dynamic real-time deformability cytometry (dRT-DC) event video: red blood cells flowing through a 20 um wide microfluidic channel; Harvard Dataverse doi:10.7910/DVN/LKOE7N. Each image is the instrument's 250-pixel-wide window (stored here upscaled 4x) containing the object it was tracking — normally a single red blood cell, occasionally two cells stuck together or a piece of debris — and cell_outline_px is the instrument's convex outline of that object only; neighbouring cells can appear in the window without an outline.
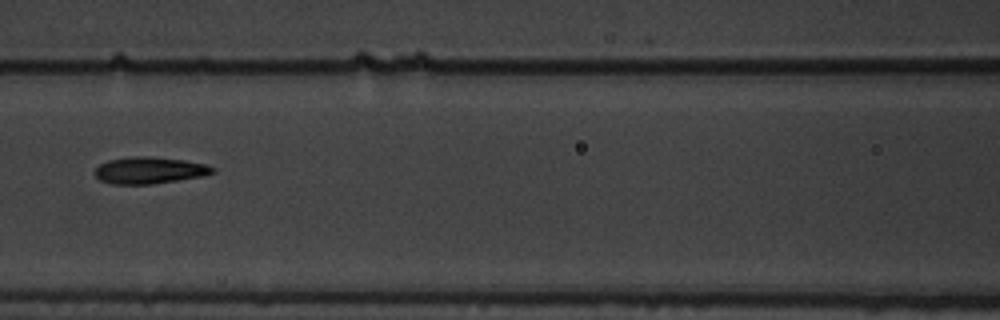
{"species": "common noctule bat (a hibernating species)", "species_latin": "Nyctalus noctula", "temperature_condition": "warm", "stored_images_in_passage": 15, "camera_frame_rate_fps": 3000, "um_per_image_px": 0.085, "animal": {"sex": "male", "body_mass_g": 19.5, "forearm_length_mm": 54.6}, "frame": {"image": 1, "passage_image": 7, "time_ms": 2.0, "image_size_px": [1000, 320], "cell_outline_px": [[216, 172], [204, 176], [152, 184], [112, 184], [100, 180], [92, 172], [100, 164], [108, 160], [136, 156], [152, 156], [184, 160], [204, 164], [216, 168]], "centroid_in_image_um": [12.71, 14.48], "position_along_channel_um": 153.9, "area_um2": 18.44}}
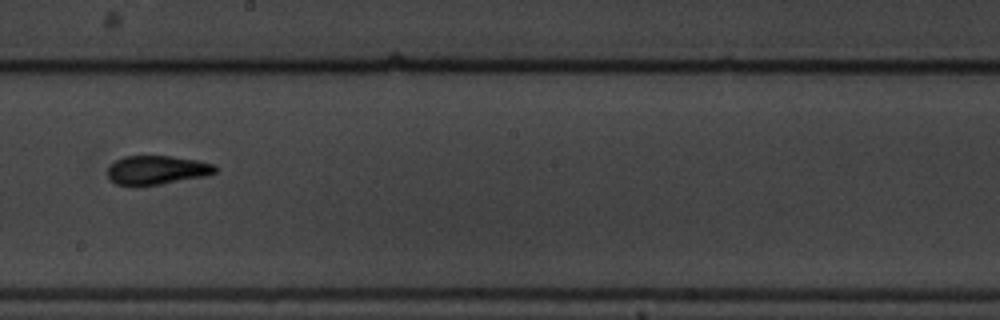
{"frame": {"image": 2, "passage_image": 9, "time_ms": 2.667, "image_size_px": [1000, 320], "cell_outline_px": [[216, 172], [204, 176], [160, 184], [116, 184], [108, 176], [108, 168], [116, 160], [124, 156], [172, 156], [196, 160], [216, 164]], "centroid_in_image_um": [13.36, 14.43], "position_along_channel_um": 234.8, "area_um2": 17.69}}
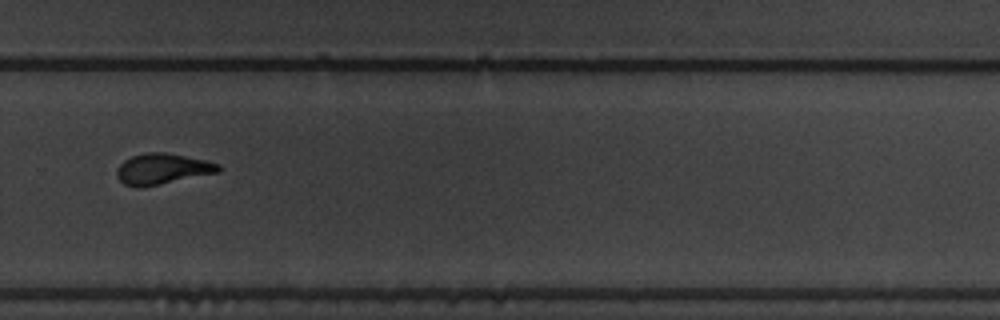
{"frame": {"image": 3, "passage_image": 11, "time_ms": 3.333, "image_size_px": [1000, 320], "cell_outline_px": [[220, 172], [144, 188], [136, 188], [124, 184], [116, 176], [116, 168], [124, 160], [132, 156], [148, 152], [164, 152], [204, 160], [220, 164]], "centroid_in_image_um": [13.77, 14.38], "position_along_channel_um": 316.0, "area_um2": 18.44}}